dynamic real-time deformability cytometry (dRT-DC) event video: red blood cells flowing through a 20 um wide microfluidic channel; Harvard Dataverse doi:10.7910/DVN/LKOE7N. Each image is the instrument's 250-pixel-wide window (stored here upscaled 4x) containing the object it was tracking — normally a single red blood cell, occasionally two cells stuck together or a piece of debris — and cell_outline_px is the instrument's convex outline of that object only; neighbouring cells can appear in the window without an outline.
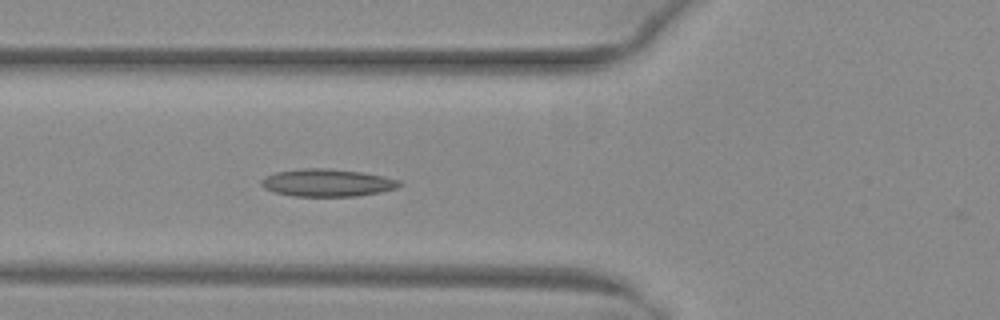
{"species": "common noctule bat (a hibernating species)", "species_latin": "Nyctalus noctula", "temperature_condition": "warm", "stored_images_in_passage": 40, "camera_frame_rate_fps": 3000, "um_per_image_px": 0.085, "animal": {"sex": "female", "body_mass_g": 29.2, "forearm_length_mm": 56.3}, "frame": {"image": 1, "passage_image": 8, "time_ms": 2.333, "image_size_px": [1000, 320], "cell_outline_px": [[404, 184], [396, 188], [380, 192], [356, 196], [292, 196], [272, 192], [264, 188], [260, 184], [260, 180], [264, 176], [276, 172], [304, 168], [324, 168], [364, 172], [400, 180]], "centroid_in_image_um": [27.79, 15.53], "position_along_channel_um": 98.0, "area_um2": 22.31}}
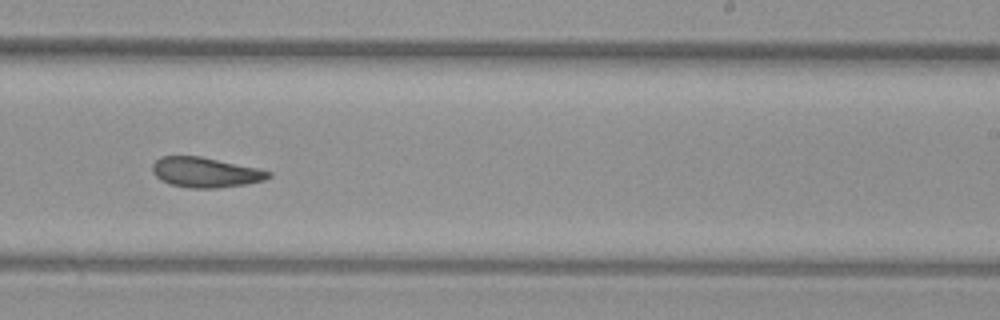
{"frame": {"image": 2, "passage_image": 21, "time_ms": 6.667, "image_size_px": [1000, 320], "cell_outline_px": [[272, 176], [264, 180], [244, 184], [216, 188], [188, 188], [172, 184], [160, 180], [152, 172], [152, 164], [160, 156], [200, 156], [256, 168], [272, 172]], "centroid_in_image_um": [17.43, 14.65], "position_along_channel_um": 271.6, "area_um2": 20.17}}
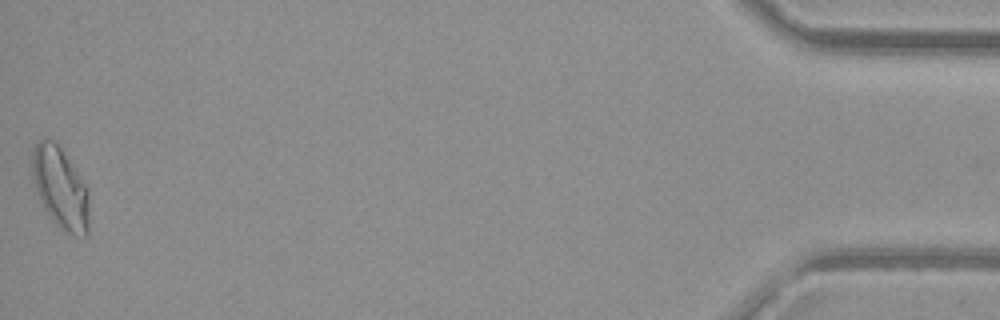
{"frame": {"image": 3, "passage_image": 40, "time_ms": 13.0, "image_size_px": [1000, 320], "cell_outline_px": [[88, 236], [68, 236], [52, 220], [44, 208], [40, 200], [32, 176], [32, 152], [36, 144], [44, 136], [48, 136], [56, 140], [88, 188]], "centroid_in_image_um": [5.13, 15.96], "position_along_channel_um": 430.1, "area_um2": 27.4}, "authors_computed_cell_mechanics": {"area_um2": 21.1837, "velocity_mm_per_s": 4.0022, "shape_relaxation_time_tau1_ms": 11.144, "shape_relaxation_time_tau2_ms": 2.8322, "deformation_change_tau1": 0.2547, "deformation_change_tau2": 0.0987}}